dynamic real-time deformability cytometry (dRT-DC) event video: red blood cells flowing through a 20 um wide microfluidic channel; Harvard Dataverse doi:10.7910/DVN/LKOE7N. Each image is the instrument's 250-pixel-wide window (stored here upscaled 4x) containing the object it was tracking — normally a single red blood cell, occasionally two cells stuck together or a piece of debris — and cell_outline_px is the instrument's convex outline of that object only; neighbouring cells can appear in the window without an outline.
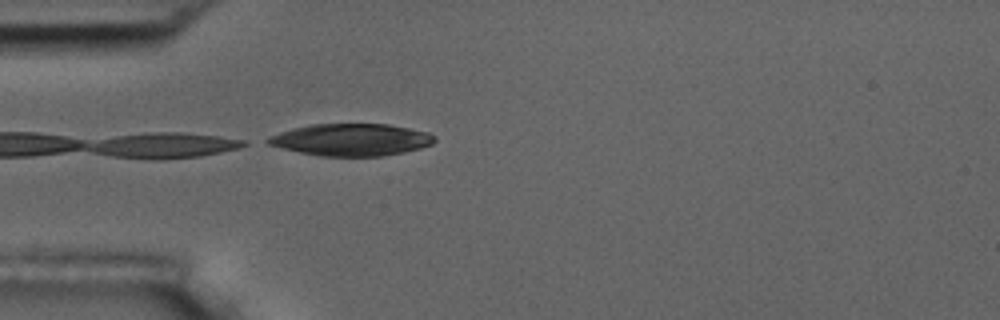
{"species": "common noctule bat (a hibernating species)", "species_latin": "Nyctalus noctula", "temperature_condition": "room temperature", "stored_images_in_passage": 5, "camera_frame_rate_fps": 3000, "um_per_image_px": 0.085, "animal": {"sex": "male", "body_mass_g": 17.5, "forearm_length_mm": 52.3}, "frame": {"image": 1, "passage_image": 5, "time_ms": 4.667, "image_size_px": [1000, 320], "cell_outline_px": [[436, 140], [432, 144], [420, 148], [404, 152], [380, 156], [320, 156], [300, 152], [268, 144], [260, 140], [268, 136], [292, 128], [308, 124], [388, 124], [428, 132], [436, 136]], "centroid_in_image_um": [29.82, 11.87], "position_along_channel_um": 55.2, "area_um2": 31.27}}